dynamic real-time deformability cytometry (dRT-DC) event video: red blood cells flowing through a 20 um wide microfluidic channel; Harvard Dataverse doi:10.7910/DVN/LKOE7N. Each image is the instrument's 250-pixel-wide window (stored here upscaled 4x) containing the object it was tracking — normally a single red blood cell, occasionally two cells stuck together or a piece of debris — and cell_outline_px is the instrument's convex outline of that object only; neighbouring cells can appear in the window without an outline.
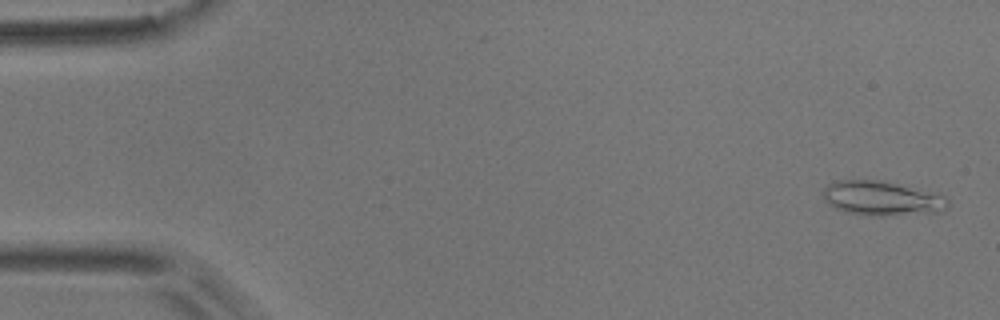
{"species": "common noctule bat (a hibernating species)", "species_latin": "Nyctalus noctula", "temperature_condition": "room temperature", "stored_images_in_passage": 27, "camera_frame_rate_fps": 3000, "um_per_image_px": 0.085, "animal": {"sex": "male", "body_mass_g": 17.9}, "frame": {"image": 1, "passage_image": 2, "time_ms": 0.333, "image_size_px": [1000, 320], "cell_outline_px": [[948, 208], [944, 212], [884, 216], [872, 216], [844, 212], [828, 204], [824, 200], [824, 188], [828, 184], [836, 180], [880, 180], [944, 196], [948, 200]], "centroid_in_image_um": [74.94, 16.88], "position_along_channel_um": 10.1, "area_um2": 24.97}}
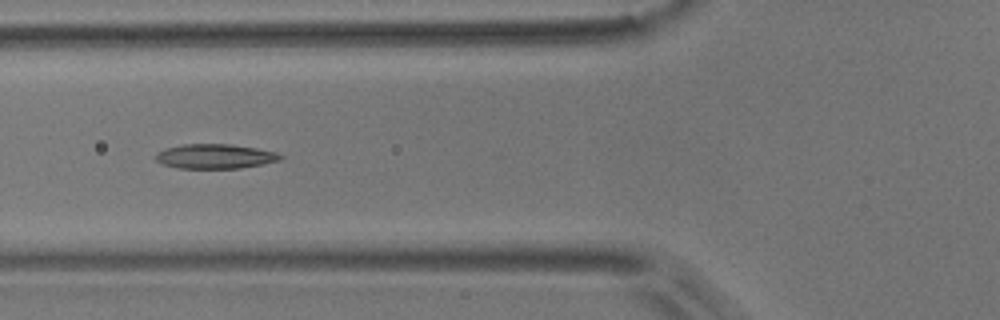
{"frame": {"image": 2, "passage_image": 20, "time_ms": 6.333, "image_size_px": [1000, 320], "cell_outline_px": [[284, 156], [280, 160], [240, 168], [176, 168], [164, 164], [156, 160], [156, 152], [164, 148], [184, 144], [232, 144], [256, 148], [276, 152]], "centroid_in_image_um": [18.26, 13.28], "position_along_channel_um": 107.5, "area_um2": 17.8}}
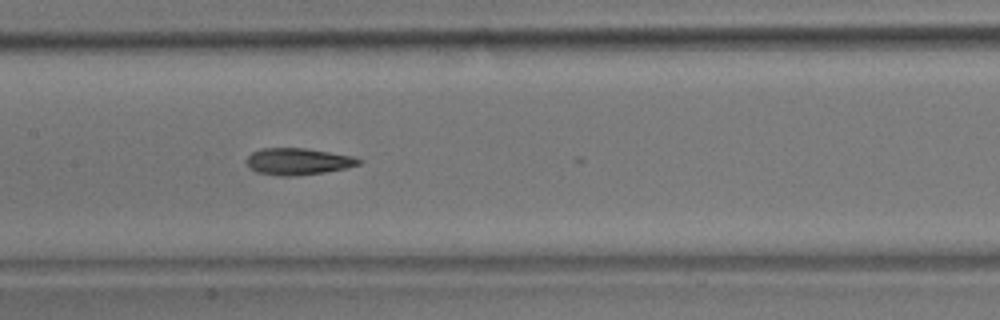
{"frame": {"image": 3, "passage_image": 26, "time_ms": 8.333, "image_size_px": [1000, 320], "cell_outline_px": [[364, 160], [360, 164], [348, 168], [324, 172], [296, 176], [276, 176], [256, 172], [244, 160], [252, 152], [260, 148], [304, 148], [352, 156]], "centroid_in_image_um": [25.33, 13.73], "position_along_channel_um": 182.1, "area_um2": 17.57}}